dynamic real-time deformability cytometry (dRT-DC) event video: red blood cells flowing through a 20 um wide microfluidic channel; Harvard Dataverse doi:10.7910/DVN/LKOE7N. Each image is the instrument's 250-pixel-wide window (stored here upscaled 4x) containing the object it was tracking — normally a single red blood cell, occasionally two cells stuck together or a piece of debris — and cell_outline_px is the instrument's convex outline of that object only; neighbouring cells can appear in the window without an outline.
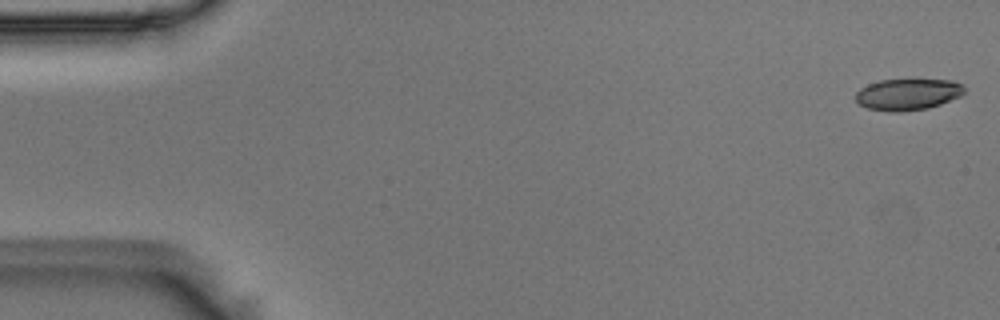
{"species": "Egyptian fruit bat (a non-hibernating species)", "species_latin": "Rousettus aegyptiacus", "temperature_condition": "room temperature", "stored_images_in_passage": 6, "segment_of_instrument_passage": [1, 2], "camera_frame_rate_fps": 3000, "um_per_image_px": 0.085, "animal": {"sex": "male"}, "frame": {"image": 1, "passage_image": 1, "time_ms": 0.0, "image_size_px": [1000, 320], "cell_outline_px": [[964, 92], [960, 96], [940, 104], [928, 108], [900, 112], [888, 112], [868, 108], [860, 104], [856, 100], [856, 92], [860, 88], [868, 84], [880, 80], [912, 76], [916, 76], [952, 80], [964, 84]], "centroid_in_image_um": [77.19, 7.95], "position_along_channel_um": 7.8, "area_um2": 20.98}}
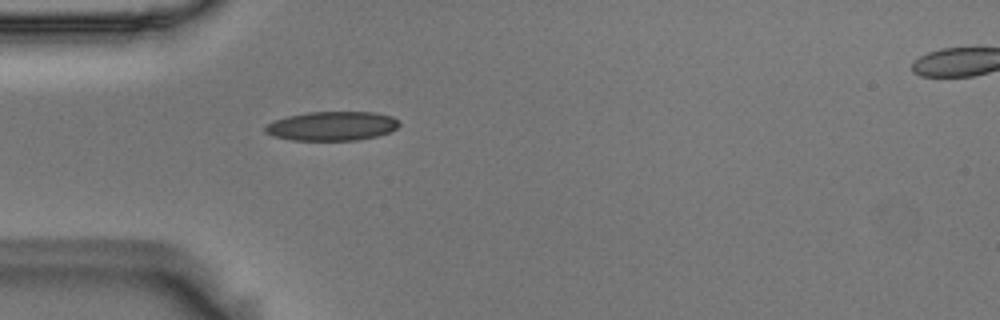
{"frame": {"image": 2, "passage_image": 5, "time_ms": 1.333, "image_size_px": [1000, 320], "cell_outline_px": [[400, 124], [396, 128], [388, 132], [376, 136], [356, 140], [292, 140], [272, 136], [264, 132], [264, 128], [268, 124], [276, 120], [288, 116], [308, 112], [372, 112], [392, 116]], "centroid_in_image_um": [28.19, 10.71], "position_along_channel_um": 56.8, "area_um2": 22.54}}